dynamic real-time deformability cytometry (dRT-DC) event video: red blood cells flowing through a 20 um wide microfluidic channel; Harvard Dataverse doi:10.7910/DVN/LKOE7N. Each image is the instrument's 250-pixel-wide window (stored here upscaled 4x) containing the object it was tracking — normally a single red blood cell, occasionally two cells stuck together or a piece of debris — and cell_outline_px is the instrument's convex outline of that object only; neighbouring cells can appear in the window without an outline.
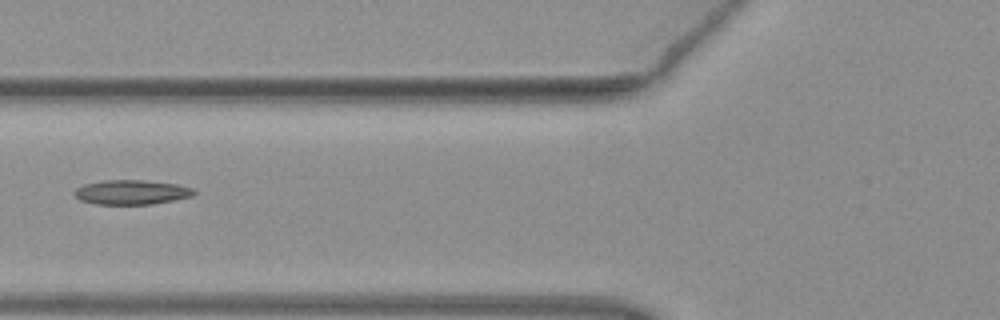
{"species": "common noctule bat (a hibernating species)", "species_latin": "Nyctalus noctula", "temperature_condition": "warm", "stored_images_in_passage": 4, "camera_frame_rate_fps": 3000, "um_per_image_px": 0.085, "animal": {"sex": "female", "body_mass_g": 19.3, "forearm_length_mm": 54.1}, "frame": {"image": 1, "passage_image": 4, "time_ms": 1.0, "image_size_px": [1000, 320], "cell_outline_px": [[196, 192], [192, 196], [152, 204], [96, 204], [80, 200], [72, 192], [76, 188], [84, 184], [104, 180], [144, 180], [176, 184], [192, 188]], "centroid_in_image_um": [11.14, 16.33], "position_along_channel_um": 114.7, "area_um2": 16.99}}